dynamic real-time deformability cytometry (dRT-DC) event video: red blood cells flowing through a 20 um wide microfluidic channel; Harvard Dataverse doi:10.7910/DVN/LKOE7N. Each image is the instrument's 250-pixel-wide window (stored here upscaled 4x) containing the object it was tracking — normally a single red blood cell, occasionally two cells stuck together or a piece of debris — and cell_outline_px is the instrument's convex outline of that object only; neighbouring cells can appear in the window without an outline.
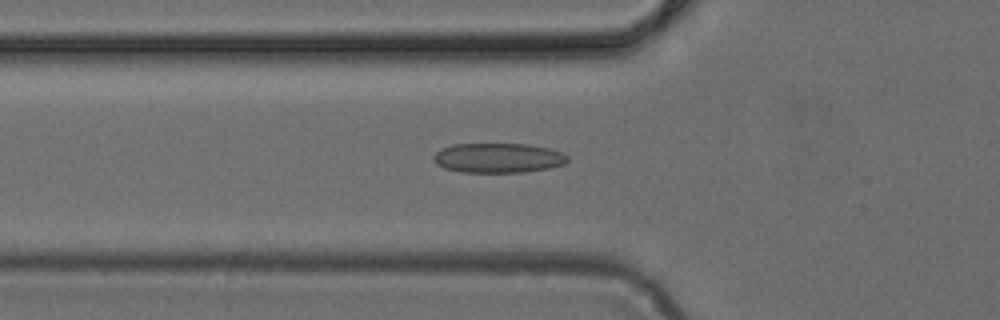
{"species": "common noctule bat (a hibernating species)", "species_latin": "Nyctalus noctula", "temperature_condition": "cold", "stored_images_in_passage": 34, "camera_frame_rate_fps": 3000, "um_per_image_px": 0.085, "animal": {"sex": "female", "body_mass_g": 24.6, "forearm_length_mm": 56.2}, "frame": {"image": 1, "passage_image": 8, "time_ms": 2.333, "image_size_px": [1000, 320], "cell_outline_px": [[568, 160], [564, 164], [548, 168], [524, 172], [460, 172], [444, 168], [436, 164], [432, 156], [436, 152], [452, 144], [528, 144], [548, 148], [560, 152], [568, 156]], "centroid_in_image_um": [42.32, 13.42], "position_along_channel_um": 83.5, "area_um2": 23.12}}
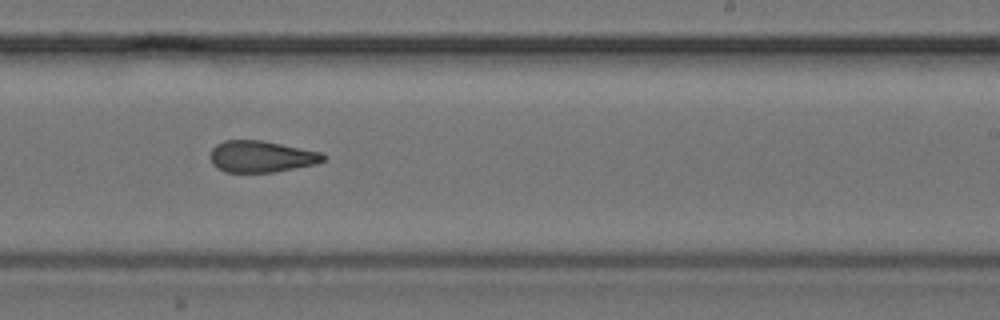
{"frame": {"image": 2, "passage_image": 21, "time_ms": 6.667, "image_size_px": [1000, 320], "cell_outline_px": [[328, 156], [324, 160], [316, 164], [276, 172], [224, 172], [216, 168], [212, 164], [212, 148], [216, 144], [224, 140], [264, 140], [320, 152]], "centroid_in_image_um": [22.22, 13.3], "position_along_channel_um": 266.8, "area_um2": 20.87}}
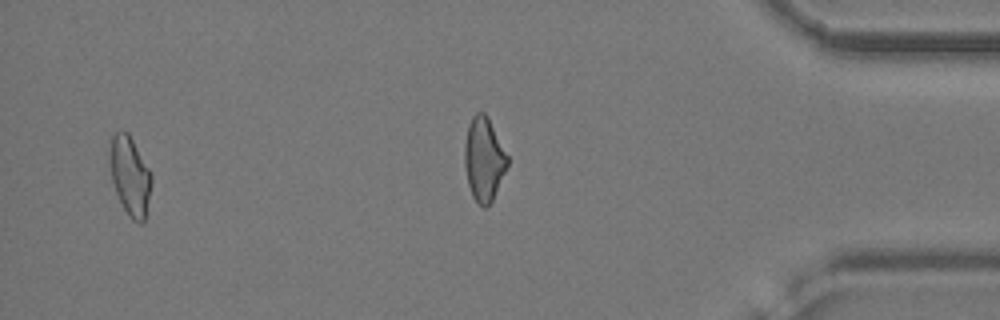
{"frame": {"image": 3, "passage_image": 32, "time_ms": 10.333, "image_size_px": [1000, 320], "cell_outline_px": [[152, 184], [144, 224], [140, 224], [132, 220], [128, 216], [116, 192], [112, 180], [108, 156], [112, 136], [116, 132], [128, 132], [152, 172]], "centroid_in_image_um": [11.07, 14.97], "position_along_channel_um": 424.1, "area_um2": 19.42}}